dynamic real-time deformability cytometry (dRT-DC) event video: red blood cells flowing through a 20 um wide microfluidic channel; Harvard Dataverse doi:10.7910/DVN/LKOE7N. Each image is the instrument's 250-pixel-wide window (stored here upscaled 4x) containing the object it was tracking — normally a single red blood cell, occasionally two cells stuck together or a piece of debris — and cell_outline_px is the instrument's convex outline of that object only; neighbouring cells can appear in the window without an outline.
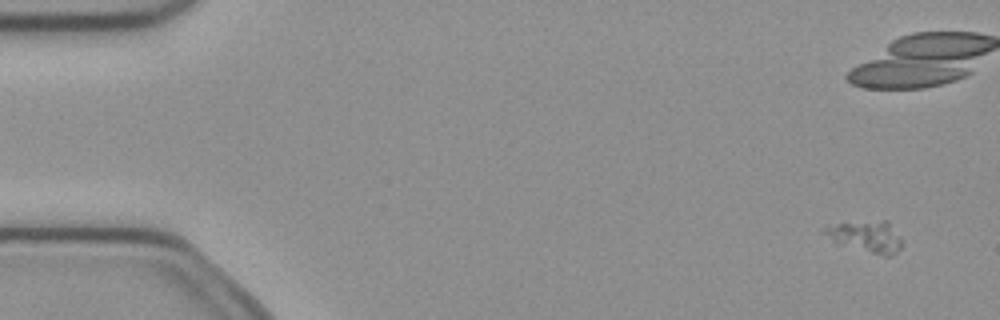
{"species": "common noctule bat (a hibernating species)", "species_latin": "Nyctalus noctula", "temperature_condition": "cold", "stored_images_in_passage": 4, "camera_frame_rate_fps": 3000, "um_per_image_px": 0.085, "animal": {"sex": "female", "body_mass_g": 21.9}, "frame": {"image": 1, "passage_image": 1, "time_ms": 0.0, "image_size_px": [1000, 320], "cell_outline_px": [[900, 248], [892, 256], [884, 256], [836, 244], [820, 232], [828, 224], [884, 220], [888, 220], [900, 236]], "centroid_in_image_um": [73.57, 20.1], "position_along_channel_um": 11.4, "area_um2": 14.45}}